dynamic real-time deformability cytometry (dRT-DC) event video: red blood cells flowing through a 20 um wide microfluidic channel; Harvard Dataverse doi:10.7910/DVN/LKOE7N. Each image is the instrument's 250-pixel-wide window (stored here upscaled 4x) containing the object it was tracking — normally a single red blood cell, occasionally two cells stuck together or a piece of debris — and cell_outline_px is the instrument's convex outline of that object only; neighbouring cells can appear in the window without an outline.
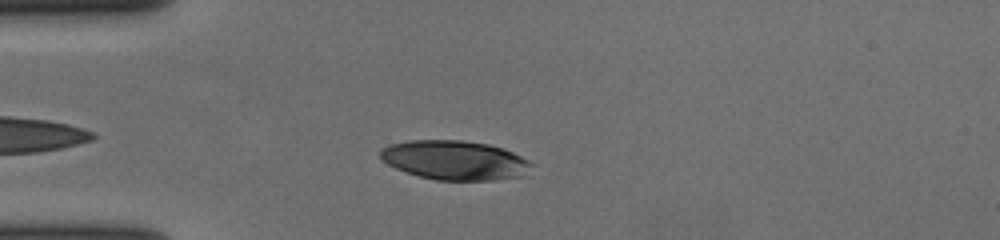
{"species": "human", "species_latin": "Homo sapiens", "temperature_condition": "cold", "stored_images_in_passage": 37, "camera_frame_rate_fps": 3000, "um_per_image_px": 0.085, "donor": {"sex": "female"}, "frame": {"image": 1, "passage_image": 5, "time_ms": 1.333, "image_size_px": [1000, 240], "cell_outline_px": [[536, 164], [524, 176], [496, 180], [436, 180], [420, 176], [396, 168], [388, 164], [380, 156], [380, 148], [388, 144], [408, 140], [464, 140], [488, 144], [504, 148]], "centroid_in_image_um": [38.69, 13.61], "position_along_channel_um": 46.3, "area_um2": 34.85}}
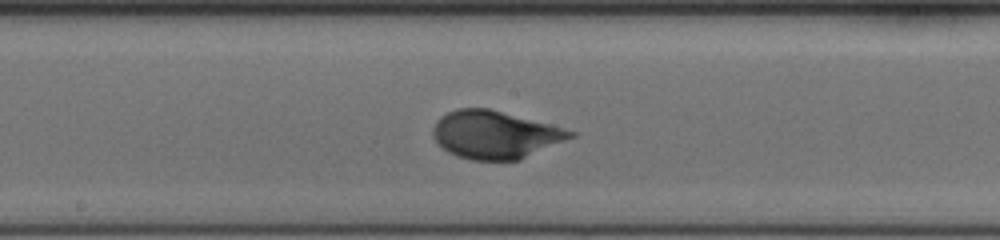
{"frame": {"image": 2, "passage_image": 20, "time_ms": 6.333, "image_size_px": [1000, 240], "cell_outline_px": [[576, 136], [520, 160], [472, 160], [456, 156], [448, 152], [432, 136], [432, 128], [436, 120], [440, 116], [456, 108], [488, 108], [564, 128], [576, 132]], "centroid_in_image_um": [42.07, 11.45], "position_along_channel_um": 206.1, "area_um2": 38.21}}
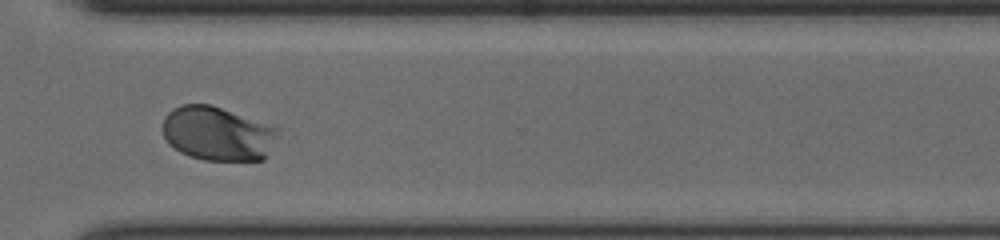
{"frame": {"image": 3, "passage_image": 32, "time_ms": 10.333, "image_size_px": [1000, 240], "cell_outline_px": [[280, 128], [264, 160], [204, 160], [188, 156], [180, 152], [168, 144], [160, 128], [164, 116], [172, 108], [180, 104], [212, 104]], "centroid_in_image_um": [18.43, 11.34], "position_along_channel_um": 352.2, "area_um2": 36.7}, "authors_computed_cell_mechanics": {"area_um2": 36.703, "velocity_mm_per_s": 3.6267, "shape_relaxation_time_tau1_ms": 3.5893, "shape_relaxation_time_tau2_ms": null, "deformation_change_tau1": 0.1969, "deformation_change_tau2": null}}